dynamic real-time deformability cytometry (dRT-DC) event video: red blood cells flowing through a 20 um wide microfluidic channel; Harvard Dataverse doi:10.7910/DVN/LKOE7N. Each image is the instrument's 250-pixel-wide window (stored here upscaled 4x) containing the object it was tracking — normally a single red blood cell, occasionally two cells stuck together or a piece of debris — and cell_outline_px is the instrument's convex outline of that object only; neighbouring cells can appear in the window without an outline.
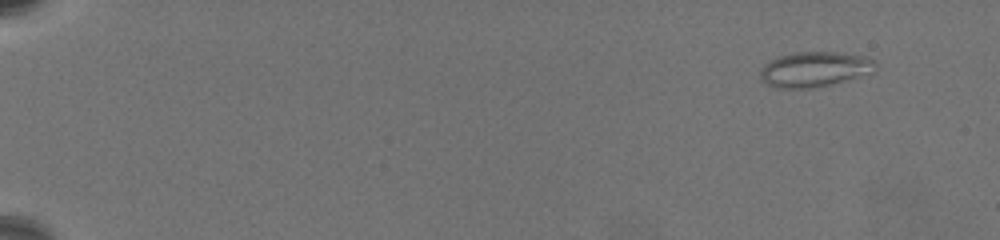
{"species": "common noctule bat (a hibernating species)", "species_latin": "Nyctalus noctula", "temperature_condition": "warm", "stored_images_in_passage": 62, "camera_frame_rate_fps": 3000, "um_per_image_px": 0.085, "animal": {"sex": "female", "body_mass_g": 19.5, "forearm_length_mm": 54.1}, "frame": {"image": 1, "passage_image": 1, "time_ms": 0.0, "image_size_px": [1000, 240], "cell_outline_px": [[876, 64], [872, 72], [828, 84], [812, 88], [776, 88], [760, 80], [760, 68], [764, 64], [780, 56], [792, 52], [836, 52], [868, 56], [876, 60]], "centroid_in_image_um": [69.2, 5.87], "position_along_channel_um": 15.8, "area_um2": 23.41}}
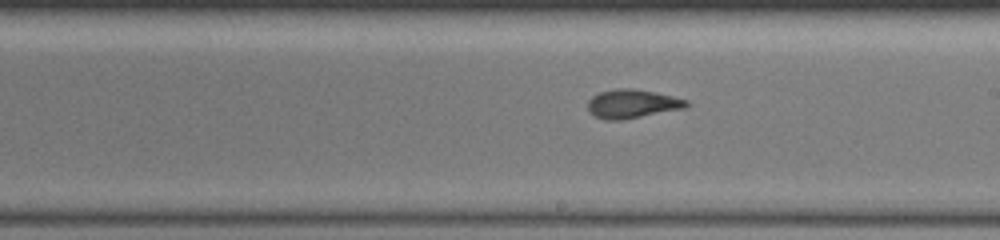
{"frame": {"image": 2, "passage_image": 37, "time_ms": 12.0, "image_size_px": [1000, 240], "cell_outline_px": [[692, 104], [684, 108], [620, 120], [604, 120], [588, 112], [588, 100], [592, 96], [600, 92], [616, 88], [632, 88], [672, 96], [688, 100]], "centroid_in_image_um": [53.72, 8.82], "position_along_channel_um": 235.3, "area_um2": 16.42}}
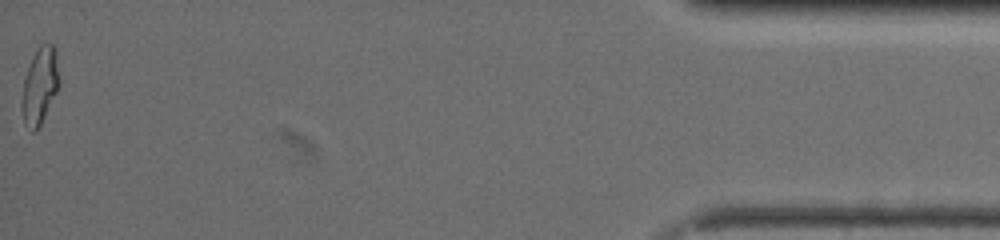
{"frame": {"image": 3, "passage_image": 62, "time_ms": 20.333, "image_size_px": [1000, 240], "cell_outline_px": [[60, 80], [56, 92], [40, 124], [32, 132], [24, 124], [20, 108], [20, 104], [24, 80], [28, 68], [40, 44], [52, 44], [56, 48]], "centroid_in_image_um": [3.38, 7.29], "position_along_channel_um": 431.8, "area_um2": 16.47}, "authors_computed_cell_mechanics": {"area_um2": 16.6753, "velocity_mm_per_s": 3.3086, "shape_relaxation_time_tau1_ms": 9.0123, "shape_relaxation_time_tau2_ms": 1.7393, "deformation_change_tau1": 0.2255, "deformation_change_tau2": 0.084}}